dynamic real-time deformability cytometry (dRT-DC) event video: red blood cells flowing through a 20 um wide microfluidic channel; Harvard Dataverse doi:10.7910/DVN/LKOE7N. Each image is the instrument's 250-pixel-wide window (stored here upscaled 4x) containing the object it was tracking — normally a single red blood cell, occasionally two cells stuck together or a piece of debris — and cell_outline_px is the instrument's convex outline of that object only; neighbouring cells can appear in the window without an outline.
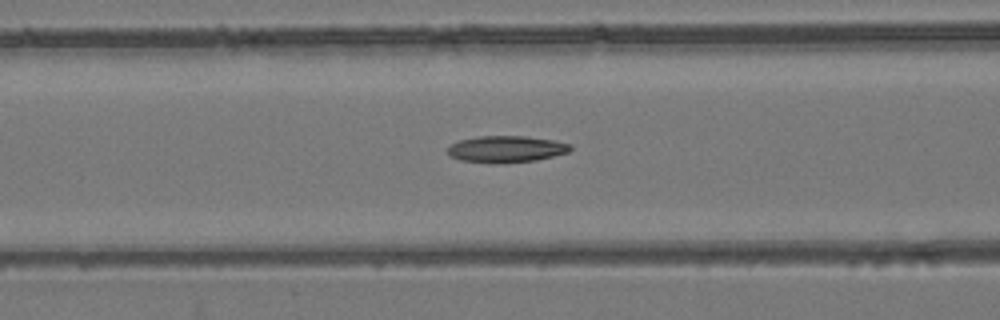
{"species": "common noctule bat (a hibernating species)", "species_latin": "Nyctalus noctula", "temperature_condition": "room temperature", "stored_images_in_passage": 33, "camera_frame_rate_fps": 3000, "um_per_image_px": 0.085, "animal": {"sex": "female", "body_mass_g": 24.6, "forearm_length_mm": 56.2}, "frame": {"image": 1, "passage_image": 16, "time_ms": 5.0, "image_size_px": [1000, 320], "cell_outline_px": [[572, 148], [568, 152], [536, 160], [460, 160], [452, 156], [448, 152], [448, 148], [452, 144], [460, 140], [480, 136], [524, 136], [552, 140], [572, 144]], "centroid_in_image_um": [43.09, 12.61], "position_along_channel_um": 123.5, "area_um2": 17.8}}
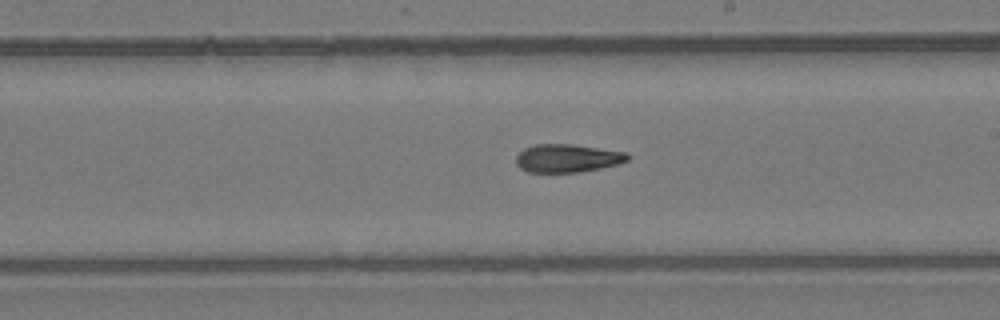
{"frame": {"image": 2, "passage_image": 25, "time_ms": 8.0, "image_size_px": [1000, 320], "cell_outline_px": [[632, 156], [628, 160], [616, 164], [600, 168], [576, 172], [528, 172], [520, 168], [516, 164], [516, 156], [524, 148], [536, 144], [572, 144], [628, 152]], "centroid_in_image_um": [48.24, 13.44], "position_along_channel_um": 240.8, "area_um2": 18.32}}
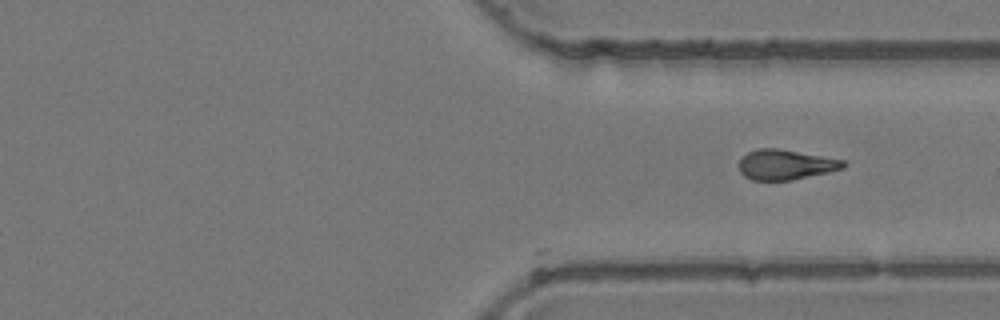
{"frame": {"image": 3, "passage_image": 33, "time_ms": 10.667, "image_size_px": [1000, 320], "cell_outline_px": [[848, 164], [844, 168], [828, 172], [792, 180], [752, 180], [744, 176], [740, 172], [740, 160], [748, 152], [756, 148], [780, 148], [844, 160]], "centroid_in_image_um": [66.79, 13.99], "position_along_channel_um": 344.6, "area_um2": 18.32}}